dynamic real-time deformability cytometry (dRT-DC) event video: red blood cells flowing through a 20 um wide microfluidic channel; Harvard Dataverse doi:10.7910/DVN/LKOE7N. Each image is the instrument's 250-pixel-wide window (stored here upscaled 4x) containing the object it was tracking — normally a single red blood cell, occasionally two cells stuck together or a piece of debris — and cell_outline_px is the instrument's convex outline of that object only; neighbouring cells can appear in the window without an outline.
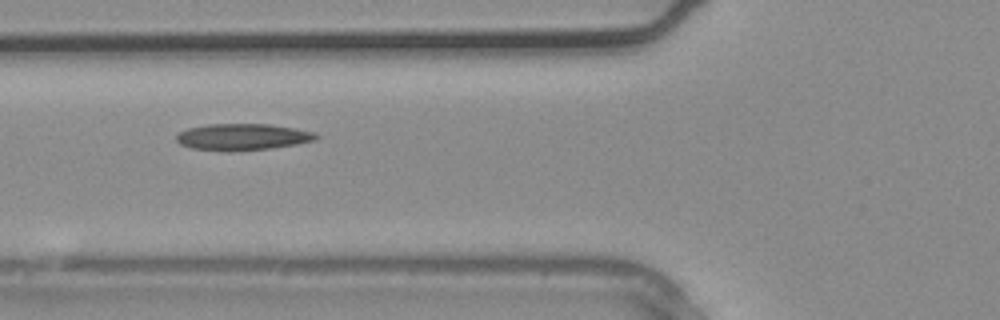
{"species": "common noctule bat (a hibernating species)", "species_latin": "Nyctalus noctula", "temperature_condition": "warm", "stored_images_in_passage": 4, "camera_frame_rate_fps": 3000, "um_per_image_px": 0.085, "animal": {"sex": "male", "body_mass_g": 20.4}, "frame": {"image": 1, "passage_image": 4, "time_ms": 1.0, "image_size_px": [1000, 320], "cell_outline_px": [[320, 136], [316, 140], [296, 144], [272, 148], [232, 152], [224, 152], [192, 148], [180, 144], [176, 140], [176, 136], [180, 132], [188, 128], [208, 124], [268, 124], [296, 128], [312, 132]], "centroid_in_image_um": [20.61, 11.65], "position_along_channel_um": 105.2, "area_um2": 21.79}}